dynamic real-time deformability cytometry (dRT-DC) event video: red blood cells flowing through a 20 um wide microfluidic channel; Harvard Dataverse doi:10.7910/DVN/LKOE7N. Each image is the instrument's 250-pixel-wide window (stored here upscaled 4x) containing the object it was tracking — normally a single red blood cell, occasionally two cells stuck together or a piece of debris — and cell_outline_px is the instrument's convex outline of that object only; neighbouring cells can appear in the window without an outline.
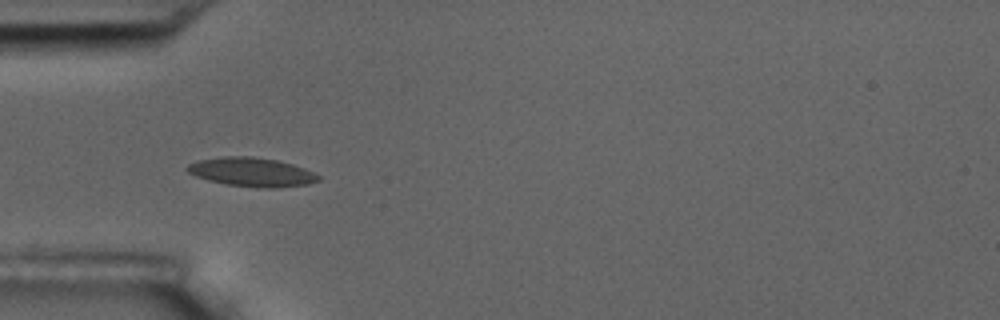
{"species": "common noctule bat (a hibernating species)", "species_latin": "Nyctalus noctula", "temperature_condition": "room temperature", "stored_images_in_passage": 7, "camera_frame_rate_fps": 3000, "um_per_image_px": 0.085, "animal": {"sex": "male", "body_mass_g": 17.5, "forearm_length_mm": 52.3}, "frame": {"image": 1, "passage_image": 6, "time_ms": 6.0, "image_size_px": [1000, 320], "cell_outline_px": [[320, 180], [308, 184], [276, 188], [264, 188], [228, 184], [208, 180], [196, 176], [188, 172], [184, 168], [188, 164], [196, 160], [224, 156], [252, 156], [276, 160], [292, 164], [304, 168], [320, 176]], "centroid_in_image_um": [21.37, 14.62], "position_along_channel_um": 63.6, "area_um2": 22.08}}